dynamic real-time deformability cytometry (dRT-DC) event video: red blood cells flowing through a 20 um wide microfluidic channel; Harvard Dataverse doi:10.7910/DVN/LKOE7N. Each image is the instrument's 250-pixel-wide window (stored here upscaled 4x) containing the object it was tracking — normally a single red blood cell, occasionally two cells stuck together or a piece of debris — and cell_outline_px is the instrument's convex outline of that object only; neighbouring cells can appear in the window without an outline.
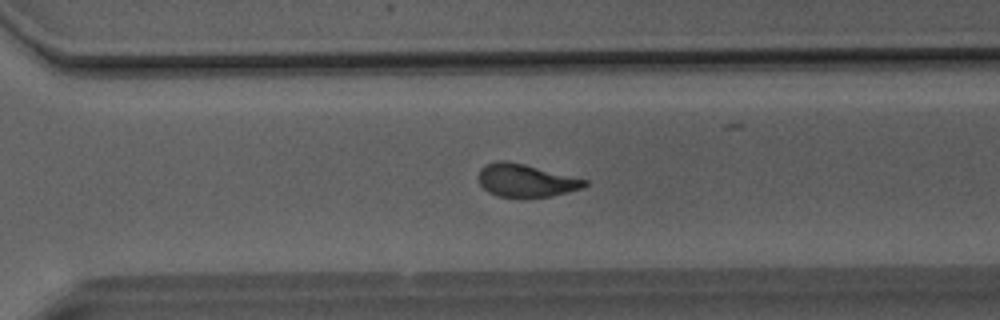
{"species": "Egyptian fruit bat (a non-hibernating species)", "species_latin": "Rousettus aegyptiacus", "temperature_condition": "room temperature", "stored_images_in_passage": 51, "camera_frame_rate_fps": 3000, "um_per_image_px": 0.085, "animal": {"sex": "male"}, "frame": {"image": 1, "passage_image": 35, "time_ms": 11.333, "image_size_px": [1000, 320], "cell_outline_px": [[588, 184], [584, 188], [552, 196], [496, 196], [488, 192], [480, 184], [480, 168], [488, 164], [500, 160], [504, 160], [524, 164], [588, 180]], "centroid_in_image_um": [44.73, 15.34], "position_along_channel_um": 325.9, "area_um2": 19.94}}
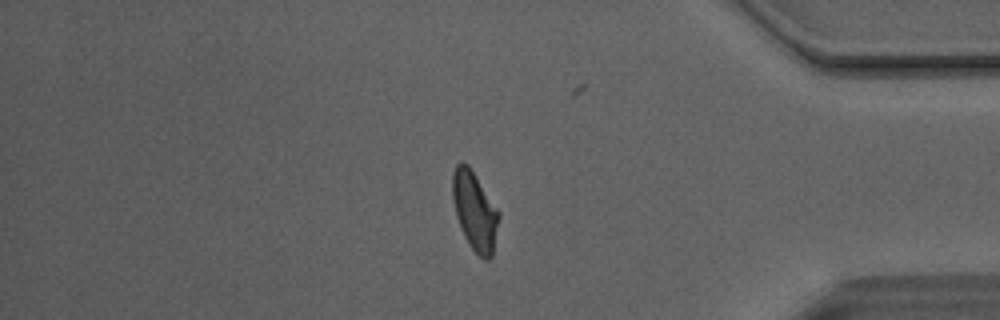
{"frame": {"image": 2, "passage_image": 42, "time_ms": 13.667, "image_size_px": [1000, 320], "cell_outline_px": [[500, 216], [492, 256], [488, 260], [484, 260], [472, 248], [464, 236], [460, 228], [456, 216], [452, 200], [452, 172], [456, 164], [460, 160], [468, 164], [500, 212]], "centroid_in_image_um": [40.34, 17.9], "position_along_channel_um": 394.9, "area_um2": 21.39}}
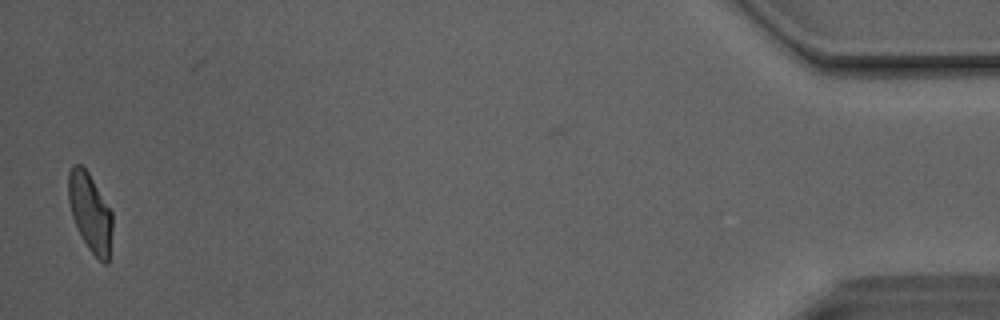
{"frame": {"image": 3, "passage_image": 49, "time_ms": 16.0, "image_size_px": [1000, 320], "cell_outline_px": [[112, 232], [108, 264], [104, 264], [88, 248], [72, 216], [68, 200], [68, 172], [72, 164], [80, 164], [88, 172], [112, 212]], "centroid_in_image_um": [7.66, 18.04], "position_along_channel_um": 427.5, "area_um2": 19.88}, "authors_computed_cell_mechanics": {"area_um2": 21.5016, "velocity_mm_per_s": 4.1411, "shape_relaxation_time_tau1_ms": 5.8733, "shape_relaxation_time_tau2_ms": 1.495, "deformation_change_tau1": 0.1812, "deformation_change_tau2": 0.0806}}